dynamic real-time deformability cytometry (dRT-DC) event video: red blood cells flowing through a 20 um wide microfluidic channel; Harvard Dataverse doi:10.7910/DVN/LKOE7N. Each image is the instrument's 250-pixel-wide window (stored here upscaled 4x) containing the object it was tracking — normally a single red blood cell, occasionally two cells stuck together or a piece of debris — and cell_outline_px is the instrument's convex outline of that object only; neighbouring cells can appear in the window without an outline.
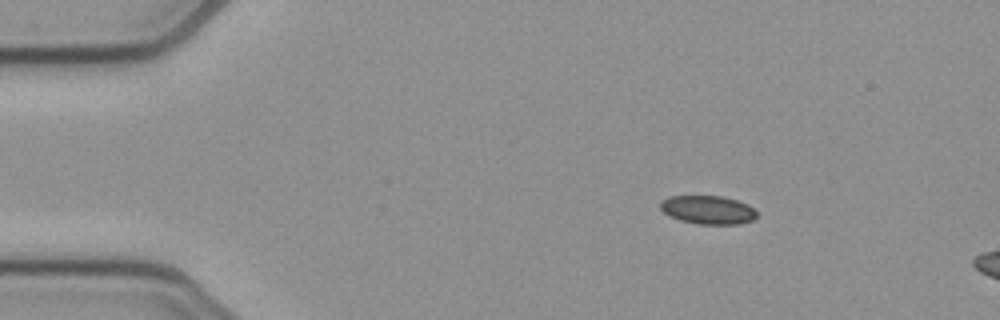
{"species": "common noctule bat (a hibernating species)", "species_latin": "Nyctalus noctula", "temperature_condition": "cold", "stored_images_in_passage": 13, "camera_frame_rate_fps": 3000, "um_per_image_px": 0.085, "animal": {"sex": "female", "body_mass_g": 21.9}, "frame": {"image": 1, "passage_image": 8, "time_ms": 2.333, "image_size_px": [1000, 320], "cell_outline_px": [[756, 216], [752, 220], [740, 224], [700, 224], [680, 220], [668, 216], [660, 208], [660, 200], [668, 196], [724, 196], [748, 204], [756, 212]], "centroid_in_image_um": [60.14, 17.83], "position_along_channel_um": 24.9, "area_um2": 16.07}}